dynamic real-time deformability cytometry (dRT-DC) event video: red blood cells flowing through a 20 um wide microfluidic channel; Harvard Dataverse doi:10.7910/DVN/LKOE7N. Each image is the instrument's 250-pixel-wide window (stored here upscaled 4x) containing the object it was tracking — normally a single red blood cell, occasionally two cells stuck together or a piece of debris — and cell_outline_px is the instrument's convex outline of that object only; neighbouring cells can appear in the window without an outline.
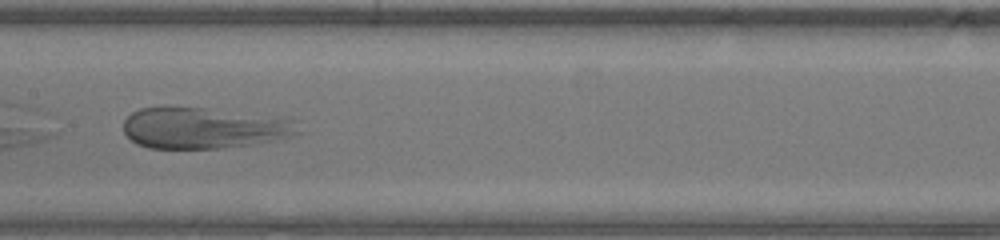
{"species": "human", "species_latin": "Homo sapiens", "temperature_condition": "warm", "stored_images_in_passage": 28, "camera_frame_rate_fps": 3000, "um_per_image_px": 0.085, "donor": {"sex": "male"}, "frame": {"image": 1, "passage_image": 9, "time_ms": 2.667, "image_size_px": [1000, 240], "cell_outline_px": [[300, 132], [292, 136], [272, 140], [220, 148], [148, 148], [136, 144], [124, 132], [124, 120], [132, 112], [140, 108], [164, 104], [168, 104], [204, 108], [292, 120]], "centroid_in_image_um": [17.15, 10.85], "position_along_channel_um": 190.2, "area_um2": 41.62}}